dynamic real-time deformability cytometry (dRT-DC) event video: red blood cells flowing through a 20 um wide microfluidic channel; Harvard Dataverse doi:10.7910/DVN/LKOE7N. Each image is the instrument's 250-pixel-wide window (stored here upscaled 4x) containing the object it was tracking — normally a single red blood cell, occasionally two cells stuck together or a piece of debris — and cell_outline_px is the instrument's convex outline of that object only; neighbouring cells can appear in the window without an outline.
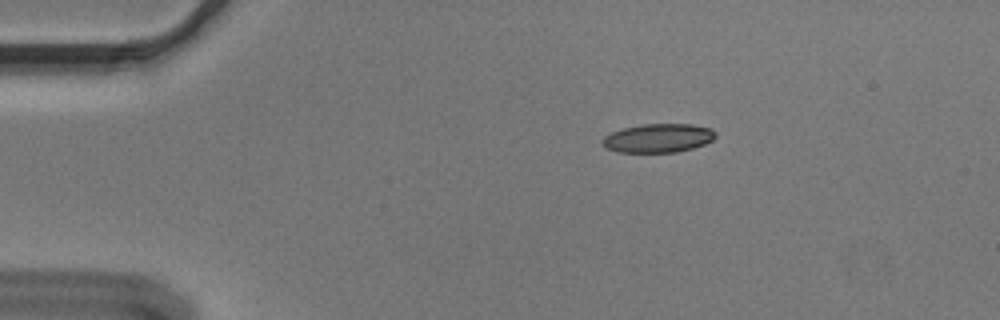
{"species": "Egyptian fruit bat (a non-hibernating species)", "species_latin": "Rousettus aegyptiacus", "temperature_condition": "cold", "stored_images_in_passage": 55, "camera_frame_rate_fps": 3000, "um_per_image_px": 0.085, "animal": {"sex": "male"}, "frame": {"image": 1, "passage_image": 10, "time_ms": 3.0, "image_size_px": [1000, 320], "cell_outline_px": [[716, 136], [712, 140], [704, 144], [692, 148], [676, 152], [616, 152], [604, 148], [600, 144], [600, 140], [604, 136], [612, 132], [624, 128], [644, 124], [692, 124], [712, 128], [716, 132]], "centroid_in_image_um": [55.91, 11.74], "position_along_channel_um": 29.1, "area_um2": 19.13}}
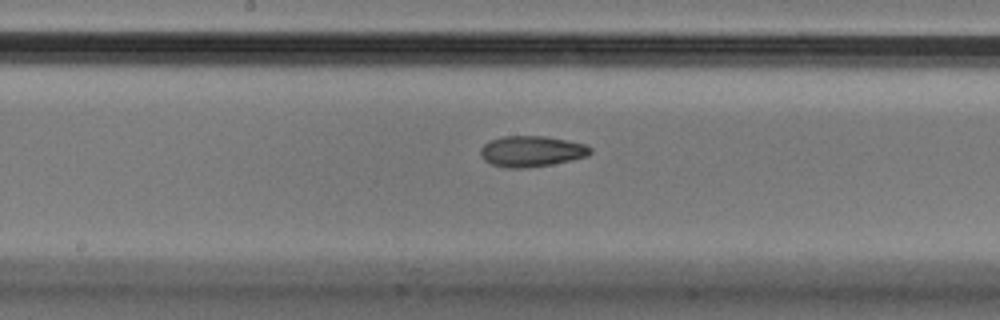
{"frame": {"image": 2, "passage_image": 29, "time_ms": 9.333, "image_size_px": [1000, 320], "cell_outline_px": [[592, 152], [588, 156], [572, 160], [552, 164], [524, 168], [508, 168], [492, 164], [484, 160], [480, 156], [480, 148], [488, 140], [504, 136], [544, 136], [584, 144], [592, 148]], "centroid_in_image_um": [45.15, 12.86], "position_along_channel_um": 203.0, "area_um2": 19.77}}
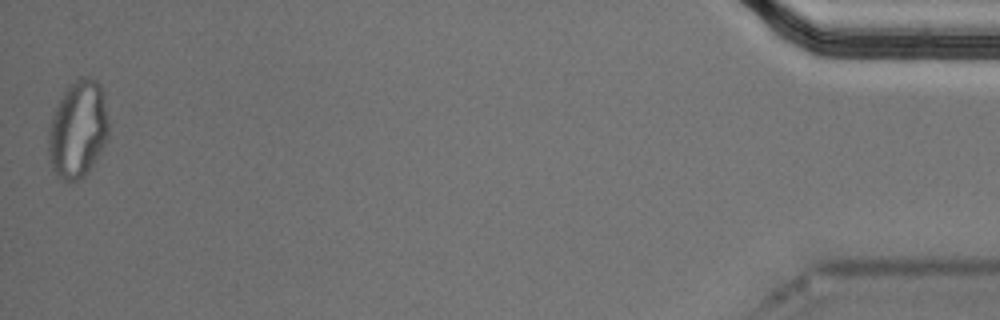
{"frame": {"image": 3, "passage_image": 55, "time_ms": 18.0, "image_size_px": [1000, 320], "cell_outline_px": [[108, 136], [100, 152], [88, 172], [84, 176], [76, 180], [64, 180], [56, 176], [52, 168], [48, 156], [48, 128], [52, 116], [68, 84], [84, 76], [88, 76], [96, 80], [100, 84], [104, 92], [108, 120]], "centroid_in_image_um": [6.62, 10.98], "position_along_channel_um": 428.6, "area_um2": 34.22}, "authors_computed_cell_mechanics": {"area_um2": 19.5942, "velocity_mm_per_s": 3.6292, "shape_relaxation_time_tau1_ms": null, "shape_relaxation_time_tau2_ms": 3.7222, "deformation_change_tau1": null, "deformation_change_tau2": 0.0919}}